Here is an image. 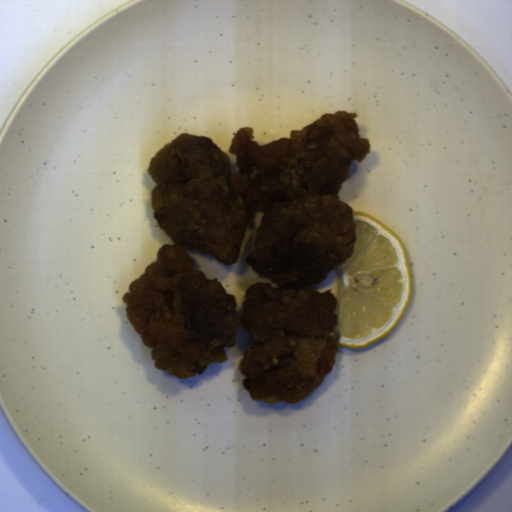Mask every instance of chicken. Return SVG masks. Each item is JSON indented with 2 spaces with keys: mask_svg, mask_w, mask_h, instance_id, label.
<instances>
[{
  "mask_svg": "<svg viewBox=\"0 0 512 512\" xmlns=\"http://www.w3.org/2000/svg\"><path fill=\"white\" fill-rule=\"evenodd\" d=\"M358 113H324L260 146L251 127L238 130L227 153L205 137L182 133L149 164L151 205L174 241L130 283L126 315L150 348L154 367L179 379L227 360L243 328L252 336L239 365L253 400L295 405L332 372L338 355L334 292H318L350 259L357 242L353 209L338 192L349 165L371 150ZM263 212L247 259L270 283H255L241 318L235 296L196 271L186 247L234 264L245 231Z\"/></svg>",
  "mask_w": 512,
  "mask_h": 512,
  "instance_id": "chicken-1",
  "label": "chicken"
}]
</instances>
